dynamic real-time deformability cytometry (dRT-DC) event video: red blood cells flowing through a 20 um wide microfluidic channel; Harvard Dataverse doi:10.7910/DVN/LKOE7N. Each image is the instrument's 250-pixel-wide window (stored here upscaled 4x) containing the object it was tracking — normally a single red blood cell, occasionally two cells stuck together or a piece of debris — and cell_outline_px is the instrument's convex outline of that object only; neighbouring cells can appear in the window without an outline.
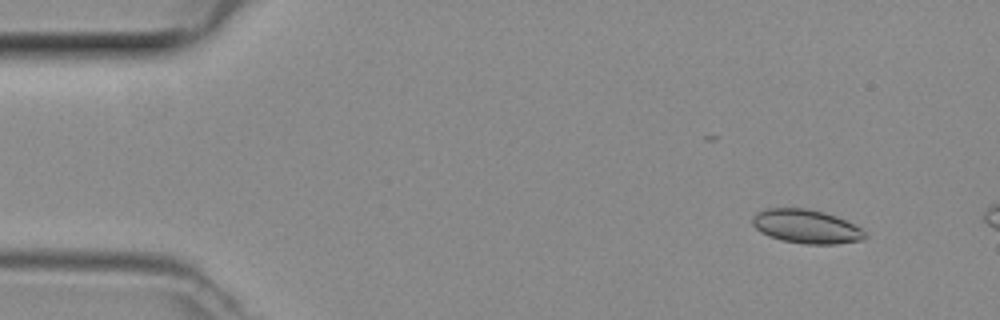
{"species": "common noctule bat (a hibernating species)", "species_latin": "Nyctalus noctula", "temperature_condition": "room temperature", "stored_images_in_passage": 9, "camera_frame_rate_fps": 3000, "um_per_image_px": 0.085, "animal": {"sex": "female", "body_mass_g": 29.2, "forearm_length_mm": 56.3}, "frame": {"image": 1, "passage_image": 4, "time_ms": 1.0, "image_size_px": [1000, 320], "cell_outline_px": [[864, 236], [860, 240], [836, 244], [804, 244], [780, 240], [768, 236], [760, 232], [752, 224], [752, 216], [756, 212], [768, 208], [804, 208], [824, 212], [836, 216], [860, 228], [864, 232]], "centroid_in_image_um": [68.46, 19.25], "position_along_channel_um": 16.5, "area_um2": 22.02}}